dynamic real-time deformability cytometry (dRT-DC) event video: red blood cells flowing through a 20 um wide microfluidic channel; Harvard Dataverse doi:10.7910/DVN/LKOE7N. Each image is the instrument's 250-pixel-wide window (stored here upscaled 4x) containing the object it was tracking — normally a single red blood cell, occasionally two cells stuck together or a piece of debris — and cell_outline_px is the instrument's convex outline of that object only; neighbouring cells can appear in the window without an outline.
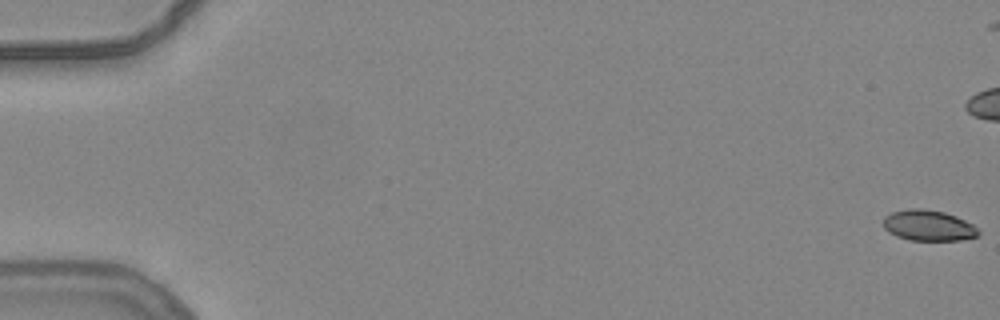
{"species": "common noctule bat (a hibernating species)", "species_latin": "Nyctalus noctula", "temperature_condition": "warm", "stored_images_in_passage": 12, "camera_frame_rate_fps": 3000, "um_per_image_px": 0.085, "animal": {"sex": "female", "body_mass_g": 24.6, "forearm_length_mm": 56.2}, "frame": {"image": 1, "passage_image": 1, "time_ms": 0.0, "image_size_px": [1000, 320], "cell_outline_px": [[980, 236], [960, 240], [908, 240], [896, 236], [888, 232], [884, 228], [884, 216], [892, 212], [908, 208], [924, 208], [944, 212], [956, 216], [972, 224], [980, 232]], "centroid_in_image_um": [78.9, 19.16], "position_along_channel_um": 6.1, "area_um2": 17.17}}